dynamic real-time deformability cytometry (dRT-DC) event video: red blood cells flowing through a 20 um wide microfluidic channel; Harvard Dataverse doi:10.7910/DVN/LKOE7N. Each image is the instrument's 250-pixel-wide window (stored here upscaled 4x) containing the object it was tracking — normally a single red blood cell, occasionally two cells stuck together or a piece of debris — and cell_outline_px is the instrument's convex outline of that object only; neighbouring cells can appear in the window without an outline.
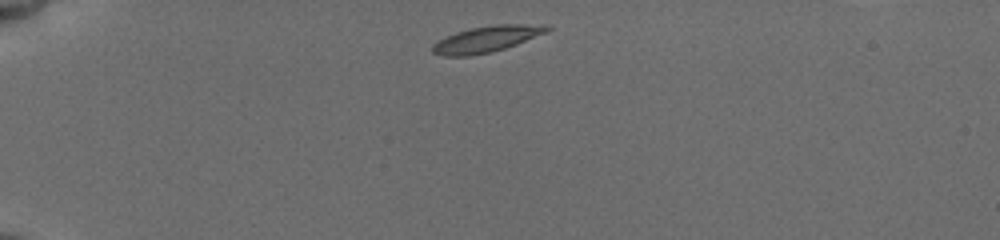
{"species": "common noctule bat (a hibernating species)", "species_latin": "Nyctalus noctula", "temperature_condition": "cold", "stored_images_in_passage": 42, "camera_frame_rate_fps": 3000, "um_per_image_px": 0.085, "animal": {"sex": "female", "body_mass_g": 19.5, "forearm_length_mm": 54.1}, "frame": {"image": 1, "passage_image": 1, "time_ms": 0.0, "image_size_px": [1000, 240], "cell_outline_px": [[552, 28], [548, 32], [516, 44], [492, 52], [468, 56], [444, 56], [432, 52], [432, 44], [436, 40], [456, 32], [472, 28], [492, 24], [548, 24]], "centroid_in_image_um": [41.38, 3.31], "position_along_channel_um": 43.6, "area_um2": 17.63}}
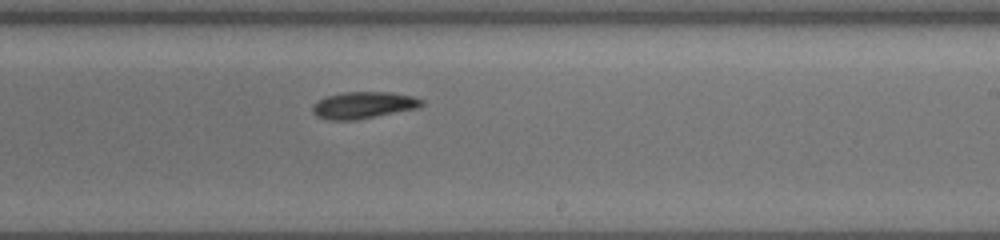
{"frame": {"image": 2, "passage_image": 16, "time_ms": 7.0, "image_size_px": [1000, 240], "cell_outline_px": [[424, 104], [420, 108], [356, 120], [328, 120], [316, 116], [312, 112], [312, 104], [316, 100], [324, 96], [344, 92], [392, 92], [412, 96], [424, 100]], "centroid_in_image_um": [30.87, 8.94], "position_along_channel_um": 258.1, "area_um2": 17.4}}
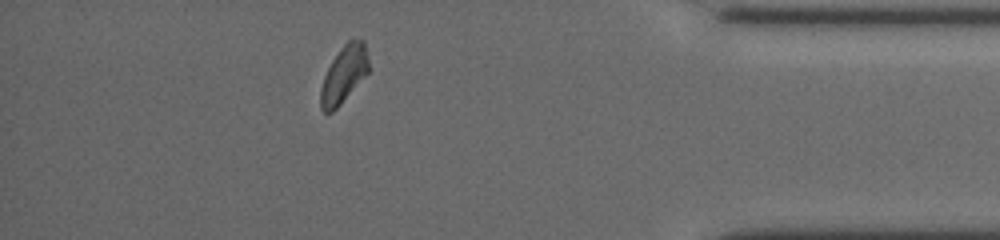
{"frame": {"image": 3, "passage_image": 34, "time_ms": 11.667, "image_size_px": [1000, 240], "cell_outline_px": [[368, 72], [340, 104], [332, 112], [324, 112], [320, 108], [320, 88], [324, 76], [332, 60], [340, 48], [348, 40], [364, 40], [368, 56]], "centroid_in_image_um": [29.21, 6.32], "position_along_channel_um": 406.0, "area_um2": 15.72}, "authors_computed_cell_mechanics": {"area_um2": 16.5886, "velocity_mm_per_s": 3.7855, "shape_relaxation_time_tau1_ms": 3.0251, "shape_relaxation_time_tau2_ms": 3.9042, "deformation_change_tau1": 0.0853, "deformation_change_tau2": 0.07}}